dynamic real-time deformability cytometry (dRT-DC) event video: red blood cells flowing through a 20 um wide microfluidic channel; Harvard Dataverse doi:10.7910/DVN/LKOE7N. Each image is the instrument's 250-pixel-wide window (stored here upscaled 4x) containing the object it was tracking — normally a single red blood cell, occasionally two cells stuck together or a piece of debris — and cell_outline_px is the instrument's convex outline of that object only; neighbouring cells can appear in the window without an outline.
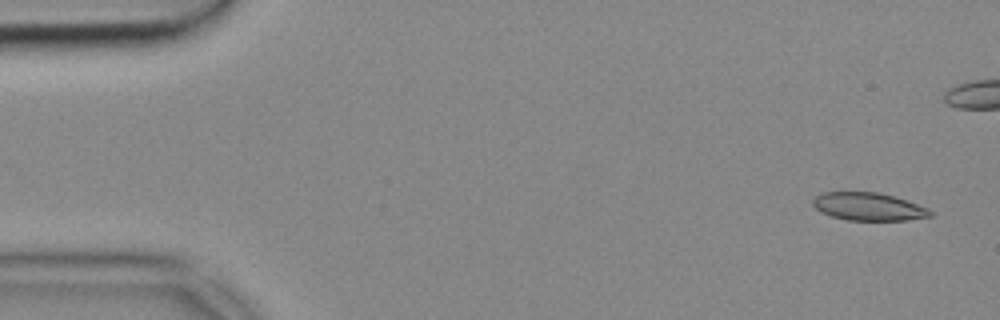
{"species": "common noctule bat (a hibernating species)", "species_latin": "Nyctalus noctula", "temperature_condition": "cold", "stored_images_in_passage": 5, "camera_frame_rate_fps": 3000, "um_per_image_px": 0.085, "animal": {"sex": "female", "body_mass_g": 18.4}, "frame": {"image": 1, "passage_image": 5, "time_ms": 1.333, "image_size_px": [1000, 320], "cell_outline_px": [[932, 216], [908, 220], [848, 220], [832, 216], [820, 212], [812, 204], [812, 200], [816, 196], [824, 192], [876, 192], [892, 196], [928, 208], [932, 212]], "centroid_in_image_um": [73.79, 17.57], "position_along_channel_um": 11.2, "area_um2": 18.84}}